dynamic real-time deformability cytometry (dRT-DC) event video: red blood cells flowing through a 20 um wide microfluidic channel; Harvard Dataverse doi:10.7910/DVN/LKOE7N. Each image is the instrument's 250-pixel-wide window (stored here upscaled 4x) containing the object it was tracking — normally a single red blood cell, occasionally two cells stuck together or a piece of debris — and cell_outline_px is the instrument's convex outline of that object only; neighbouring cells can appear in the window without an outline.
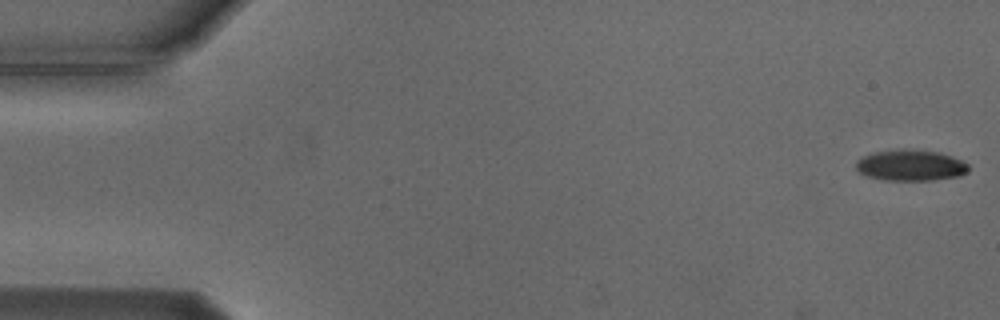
{"species": "Egyptian fruit bat (a non-hibernating species)", "species_latin": "Rousettus aegyptiacus", "temperature_condition": "cold", "stored_images_in_passage": 6, "camera_frame_rate_fps": 3000, "um_per_image_px": 0.085, "animal": {"sex": "male"}, "frame": {"image": 1, "passage_image": 1, "time_ms": 0.0, "image_size_px": [1000, 320], "cell_outline_px": [[968, 172], [956, 176], [932, 180], [884, 180], [868, 176], [860, 172], [856, 168], [856, 160], [860, 156], [872, 152], [900, 148], [912, 148], [940, 152], [952, 156], [968, 164]], "centroid_in_image_um": [77.36, 14.02], "position_along_channel_um": 7.6, "area_um2": 20.63}}